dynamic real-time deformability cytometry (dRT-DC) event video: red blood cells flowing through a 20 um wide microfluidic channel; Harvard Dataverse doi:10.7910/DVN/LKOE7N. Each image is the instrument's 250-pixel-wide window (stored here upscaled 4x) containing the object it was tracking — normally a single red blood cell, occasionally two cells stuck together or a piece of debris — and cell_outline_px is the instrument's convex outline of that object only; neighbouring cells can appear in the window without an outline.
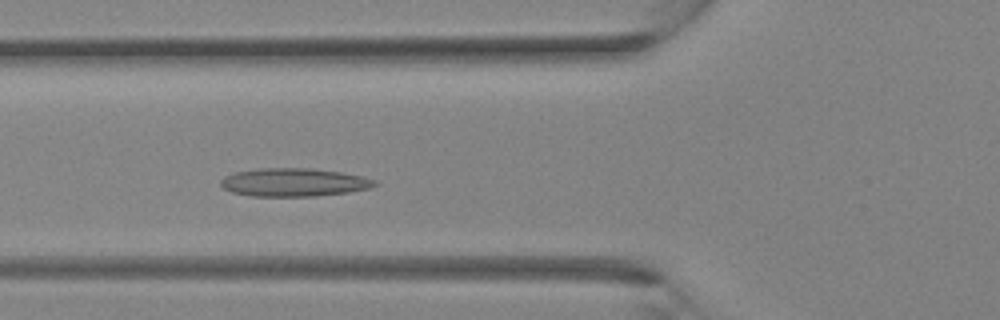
{"species": "Egyptian fruit bat (a non-hibernating species)", "species_latin": "Rousettus aegyptiacus", "temperature_condition": "room temperature", "stored_images_in_passage": 33, "camera_frame_rate_fps": 3000, "um_per_image_px": 0.085, "animal": {"sex": "female"}, "frame": {"image": 1, "passage_image": 10, "time_ms": 3.0, "image_size_px": [1000, 320], "cell_outline_px": [[380, 184], [368, 188], [348, 192], [316, 196], [252, 196], [232, 192], [224, 188], [220, 184], [220, 180], [224, 176], [236, 172], [260, 168], [312, 168], [340, 172], [360, 176], [376, 180]], "centroid_in_image_um": [24.97, 15.49], "position_along_channel_um": 100.8, "area_um2": 25.26}}
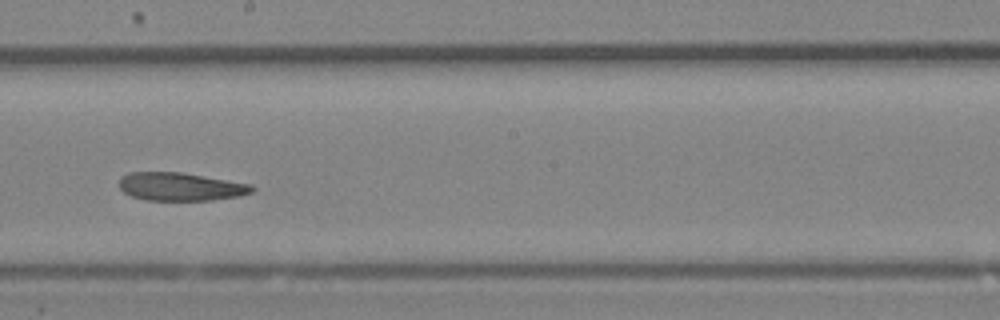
{"frame": {"image": 2, "passage_image": 17, "time_ms": 5.333, "image_size_px": [1000, 320], "cell_outline_px": [[256, 188], [252, 192], [240, 196], [212, 200], [148, 200], [132, 196], [124, 192], [120, 188], [120, 176], [128, 172], [180, 172], [252, 184]], "centroid_in_image_um": [15.36, 15.86], "position_along_channel_um": 232.8, "area_um2": 21.79}}
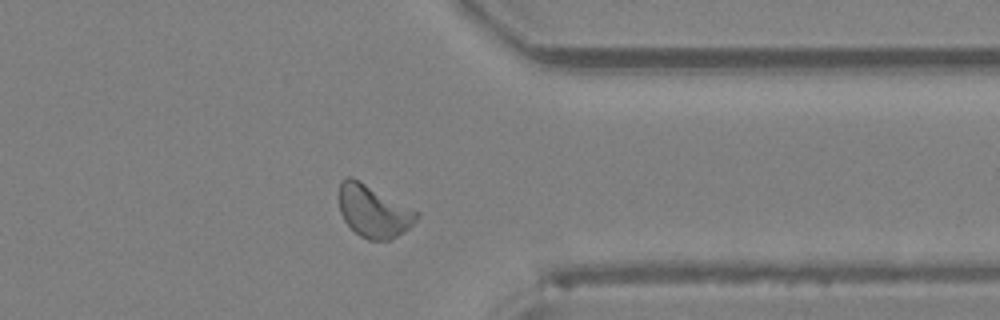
{"frame": {"image": 3, "passage_image": 25, "time_ms": 8.0, "image_size_px": [1000, 320], "cell_outline_px": [[420, 216], [404, 232], [392, 240], [368, 240], [360, 236], [344, 220], [340, 212], [340, 180], [348, 176], [352, 176], [360, 180], [420, 212]], "centroid_in_image_um": [31.77, 17.94], "position_along_channel_um": 379.6, "area_um2": 23.7}}